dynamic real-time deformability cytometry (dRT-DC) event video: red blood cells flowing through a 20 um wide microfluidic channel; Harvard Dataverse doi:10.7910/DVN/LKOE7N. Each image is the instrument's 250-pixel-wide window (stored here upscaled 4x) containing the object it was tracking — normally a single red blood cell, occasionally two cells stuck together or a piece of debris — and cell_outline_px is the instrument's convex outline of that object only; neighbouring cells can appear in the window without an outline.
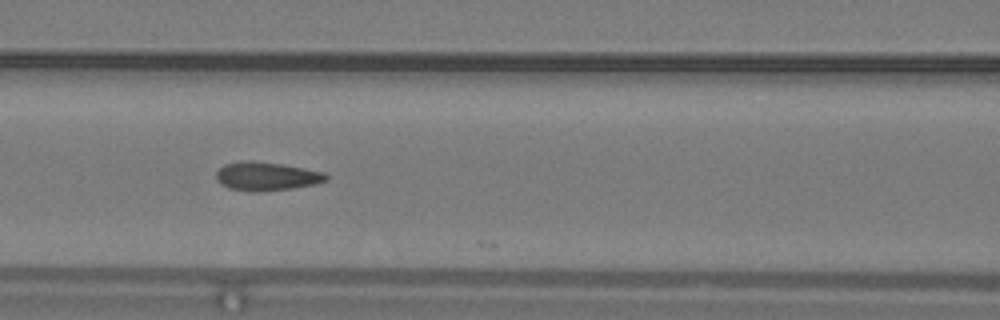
{"species": "common noctule bat (a hibernating species)", "species_latin": "Nyctalus noctula", "temperature_condition": "warm", "stored_images_in_passage": 31, "camera_frame_rate_fps": 3000, "um_per_image_px": 0.085, "animal": {"sex": "male", "body_mass_g": 19.2, "forearm_length_mm": 51.8}, "frame": {"image": 1, "passage_image": 10, "time_ms": 3.0, "image_size_px": [1000, 320], "cell_outline_px": [[328, 180], [316, 184], [292, 188], [260, 192], [252, 192], [228, 188], [216, 180], [216, 172], [224, 164], [240, 160], [252, 160], [280, 164], [304, 168], [324, 172], [328, 176]], "centroid_in_image_um": [22.63, 14.98], "position_along_channel_um": 144.0, "area_um2": 18.5}, "authors_computed_cell_mechanics": {"area_um2": 18.0914, "velocity_mm_per_s": 4.2363, "shape_relaxation_time_tau1_ms": 5.9838, "shape_relaxation_time_tau2_ms": 0.9177, "deformation_change_tau1": 0.1799, "deformation_change_tau2": 0.0784}}